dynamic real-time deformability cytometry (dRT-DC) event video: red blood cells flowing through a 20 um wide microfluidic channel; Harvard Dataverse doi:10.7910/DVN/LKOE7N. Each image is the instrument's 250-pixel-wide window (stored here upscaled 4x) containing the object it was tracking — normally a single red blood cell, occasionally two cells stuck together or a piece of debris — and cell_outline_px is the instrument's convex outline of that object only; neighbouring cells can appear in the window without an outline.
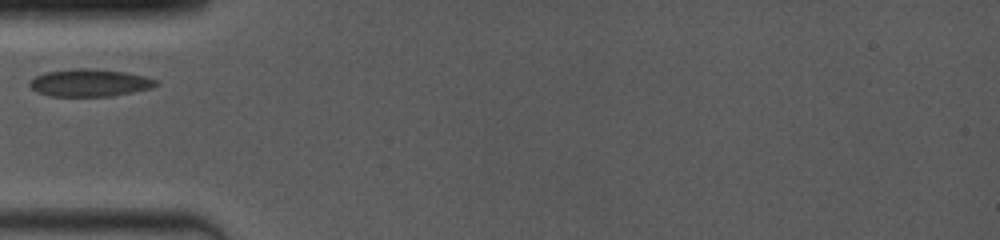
{"species": "common noctule bat (a hibernating species)", "species_latin": "Nyctalus noctula", "temperature_condition": "room temperature", "stored_images_in_passage": 26, "camera_frame_rate_fps": 4000, "um_per_image_px": 0.085, "animal": {"sex": "female", "body_mass_g": 19.0, "forearm_length_mm": 53.3}, "frame": {"image": 1, "passage_image": 1, "time_ms": 0.0, "image_size_px": [1000, 240], "cell_outline_px": [[160, 84], [152, 88], [112, 96], [52, 96], [36, 92], [28, 84], [36, 76], [44, 72], [72, 68], [92, 68], [124, 72], [144, 76], [156, 80]], "centroid_in_image_um": [7.62, 7.03], "position_along_channel_um": 77.4, "area_um2": 20.23}}
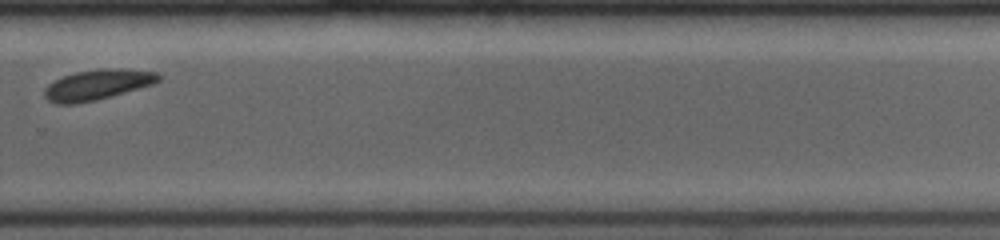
{"frame": {"image": 2, "passage_image": 22, "time_ms": 6.25, "image_size_px": [1000, 240], "cell_outline_px": [[164, 76], [160, 80], [152, 84], [96, 100], [76, 104], [56, 104], [48, 100], [44, 96], [44, 88], [48, 84], [64, 76], [76, 72], [100, 68], [120, 68], [156, 72]], "centroid_in_image_um": [8.27, 7.19], "position_along_channel_um": 321.5, "area_um2": 20.11}}